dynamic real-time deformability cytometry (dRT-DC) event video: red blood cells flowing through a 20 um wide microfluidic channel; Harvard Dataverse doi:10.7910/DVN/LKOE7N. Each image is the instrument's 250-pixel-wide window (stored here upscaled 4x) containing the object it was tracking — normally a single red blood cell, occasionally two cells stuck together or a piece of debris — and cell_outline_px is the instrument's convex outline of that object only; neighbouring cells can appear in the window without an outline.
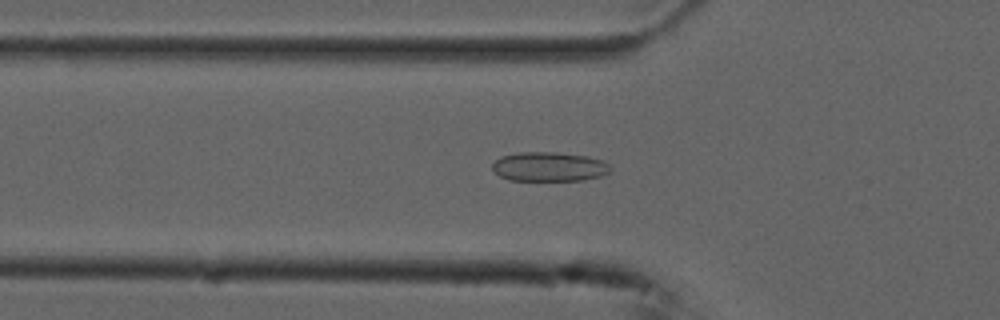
{"species": "common noctule bat (a hibernating species)", "species_latin": "Nyctalus noctula", "temperature_condition": "cold", "stored_images_in_passage": 54, "camera_frame_rate_fps": 3000, "um_per_image_px": 0.085, "animal": {"sex": "male", "forearm_length_mm": 52.5}, "frame": {"image": 1, "passage_image": 17, "time_ms": 5.333, "image_size_px": [1000, 320], "cell_outline_px": [[612, 168], [608, 172], [600, 176], [580, 180], [508, 180], [492, 172], [492, 164], [500, 156], [520, 152], [552, 152], [588, 156], [600, 160], [608, 164]], "centroid_in_image_um": [46.62, 14.17], "position_along_channel_um": 79.2, "area_um2": 20.11}}
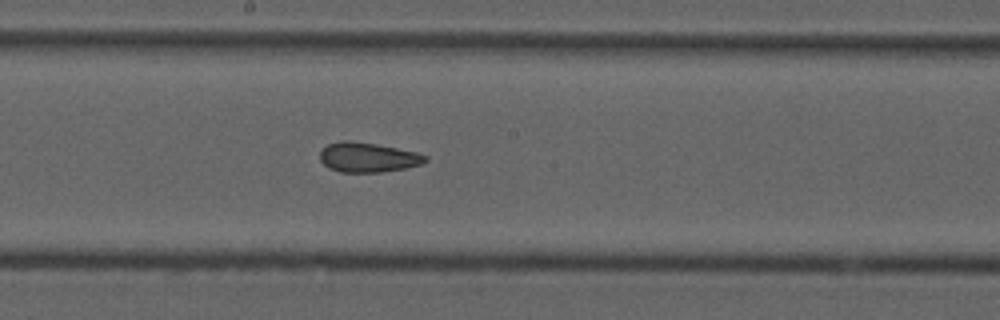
{"frame": {"image": 2, "passage_image": 28, "time_ms": 9.0, "image_size_px": [1000, 320], "cell_outline_px": [[428, 160], [424, 164], [404, 168], [380, 172], [340, 172], [328, 168], [320, 160], [320, 152], [328, 144], [344, 140], [352, 140], [376, 144], [416, 152], [428, 156]], "centroid_in_image_um": [31.28, 13.37], "position_along_channel_um": 216.9, "area_um2": 18.26}}
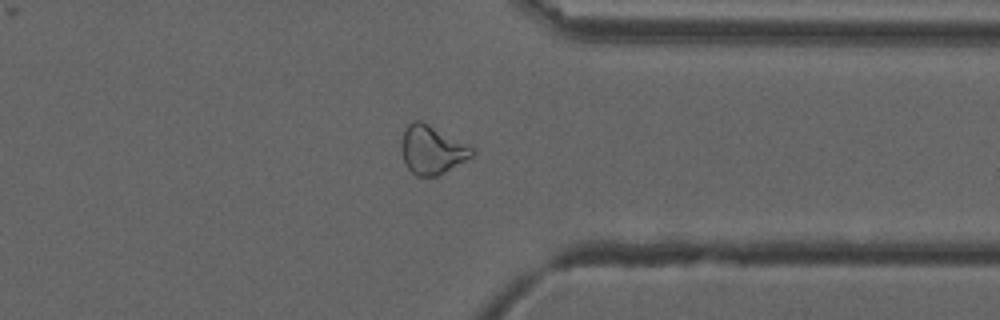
{"frame": {"image": 3, "passage_image": 41, "time_ms": 13.333, "image_size_px": [1000, 320], "cell_outline_px": [[476, 152], [472, 156], [444, 172], [436, 176], [416, 176], [408, 168], [404, 160], [400, 148], [400, 144], [404, 128], [412, 120], [420, 120], [476, 148]], "centroid_in_image_um": [36.7, 12.71], "position_along_channel_um": 374.7, "area_um2": 20.0}}